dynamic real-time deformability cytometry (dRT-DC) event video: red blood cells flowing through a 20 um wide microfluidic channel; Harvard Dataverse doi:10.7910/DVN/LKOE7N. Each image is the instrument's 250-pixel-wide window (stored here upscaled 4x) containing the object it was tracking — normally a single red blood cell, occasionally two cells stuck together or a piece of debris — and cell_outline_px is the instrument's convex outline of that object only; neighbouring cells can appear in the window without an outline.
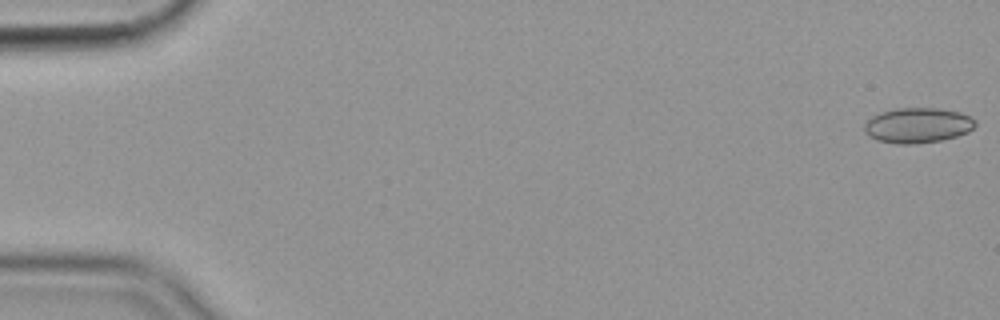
{"species": "common noctule bat (a hibernating species)", "species_latin": "Nyctalus noctula", "temperature_condition": "cold", "stored_images_in_passage": 57, "camera_frame_rate_fps": 3000, "um_per_image_px": 0.085, "animal": {"sex": "female", "body_mass_g": 19.9}, "frame": {"image": 1, "passage_image": 1, "time_ms": 0.0, "image_size_px": [1000, 320], "cell_outline_px": [[976, 124], [968, 132], [956, 136], [940, 140], [912, 144], [896, 144], [876, 140], [868, 136], [864, 132], [864, 124], [872, 116], [880, 112], [896, 108], [940, 108], [960, 112], [976, 120]], "centroid_in_image_um": [77.97, 10.65], "position_along_channel_um": 7.0, "area_um2": 22.83}}
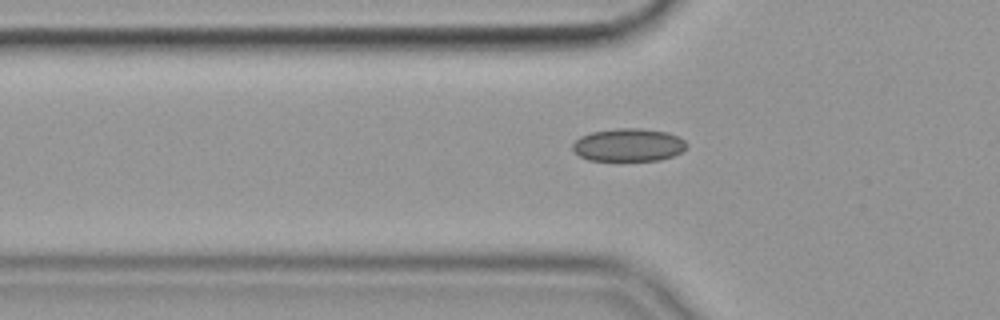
{"frame": {"image": 2, "passage_image": 19, "time_ms": 6.0, "image_size_px": [1000, 320], "cell_outline_px": [[688, 144], [680, 152], [672, 156], [660, 160], [588, 160], [580, 156], [572, 148], [572, 144], [580, 136], [592, 132], [616, 128], [640, 128], [668, 132], [684, 140]], "centroid_in_image_um": [53.41, 12.31], "position_along_channel_um": 72.4, "area_um2": 21.73}}
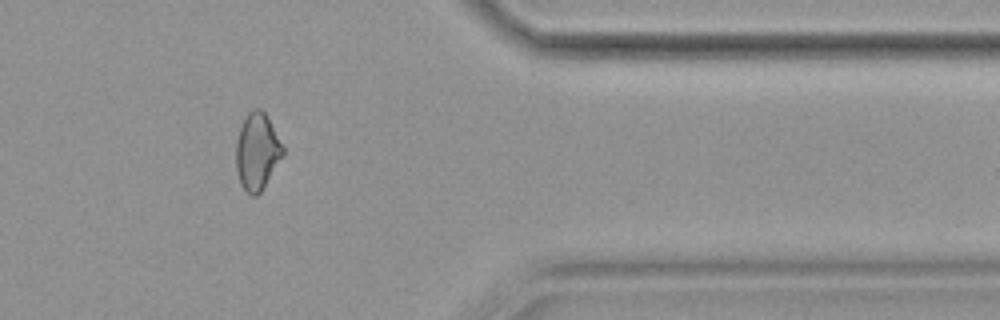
{"frame": {"image": 3, "passage_image": 47, "time_ms": 15.333, "image_size_px": [1000, 320], "cell_outline_px": [[284, 156], [260, 192], [256, 196], [252, 196], [240, 184], [236, 168], [236, 140], [240, 128], [248, 112], [252, 108], [260, 108], [264, 112], [284, 148]], "centroid_in_image_um": [21.85, 12.89], "position_along_channel_um": 389.6, "area_um2": 20.81}, "authors_computed_cell_mechanics": {"area_um2": 21.6172, "velocity_mm_per_s": 3.5734, "shape_relaxation_time_tau1_ms": null, "shape_relaxation_time_tau2_ms": 4.0153, "deformation_change_tau1": null, "deformation_change_tau2": 0.0706}}